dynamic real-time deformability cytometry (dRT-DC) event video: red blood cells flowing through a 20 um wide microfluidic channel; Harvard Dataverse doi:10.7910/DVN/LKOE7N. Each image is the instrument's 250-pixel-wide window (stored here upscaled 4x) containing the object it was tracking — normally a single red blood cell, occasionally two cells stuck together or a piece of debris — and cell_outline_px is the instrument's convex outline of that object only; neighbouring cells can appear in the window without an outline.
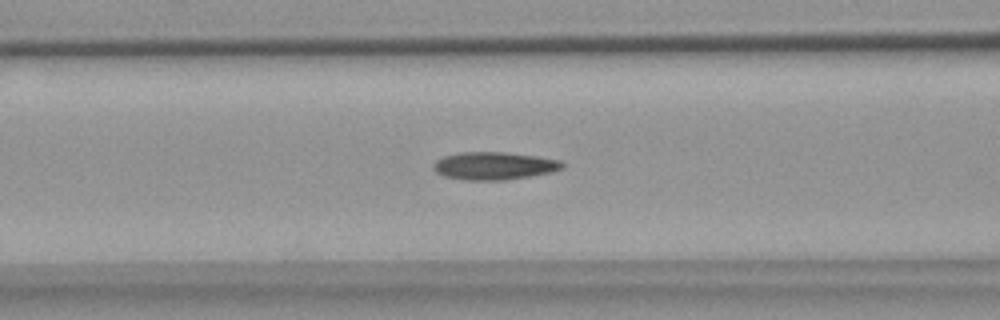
{"species": "common noctule bat (a hibernating species)", "species_latin": "Nyctalus noctula", "temperature_condition": "warm", "stored_images_in_passage": 54, "camera_frame_rate_fps": 3000, "um_per_image_px": 0.085, "animal": {"sex": "female", "body_mass_g": 18.4}, "frame": {"image": 1, "passage_image": 21, "time_ms": 6.667, "image_size_px": [1000, 320], "cell_outline_px": [[564, 168], [552, 172], [504, 180], [460, 180], [444, 176], [436, 172], [432, 168], [432, 164], [436, 160], [444, 156], [460, 152], [504, 152], [536, 156], [560, 160], [564, 164]], "centroid_in_image_um": [41.97, 14.09], "position_along_channel_um": 124.6, "area_um2": 20.92}}
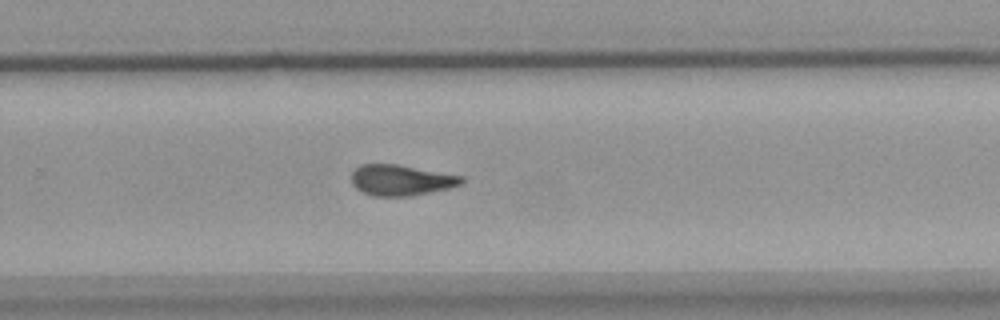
{"frame": {"image": 2, "passage_image": 35, "time_ms": 11.333, "image_size_px": [1000, 320], "cell_outline_px": [[464, 180], [460, 184], [452, 188], [408, 196], [372, 196], [356, 188], [352, 184], [352, 172], [360, 164], [400, 164], [464, 176]], "centroid_in_image_um": [34.11, 15.3], "position_along_channel_um": 295.7, "area_um2": 19.88}}
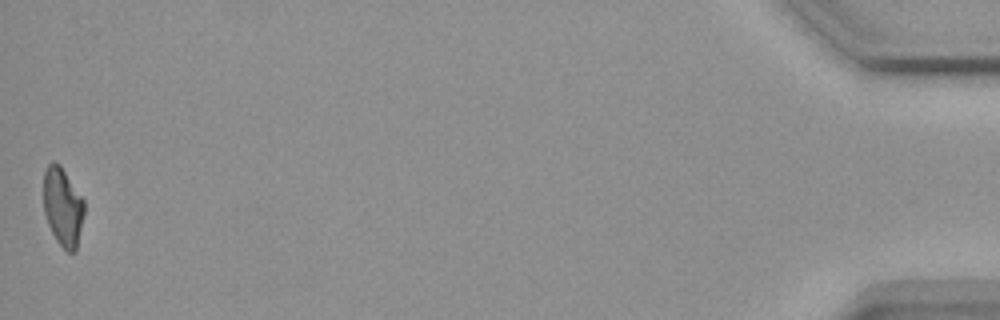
{"frame": {"image": 3, "passage_image": 54, "time_ms": 17.667, "image_size_px": [1000, 320], "cell_outline_px": [[84, 216], [76, 252], [68, 252], [56, 240], [48, 224], [44, 212], [44, 172], [48, 164], [60, 164], [84, 200]], "centroid_in_image_um": [5.35, 17.61], "position_along_channel_um": 429.8, "area_um2": 18.5}, "authors_computed_cell_mechanics": {"area_um2": 19.8832, "velocity_mm_per_s": 3.6764, "shape_relaxation_time_tau1_ms": null, "shape_relaxation_time_tau2_ms": 3.1087, "deformation_change_tau1": null, "deformation_change_tau2": 0.1057}}